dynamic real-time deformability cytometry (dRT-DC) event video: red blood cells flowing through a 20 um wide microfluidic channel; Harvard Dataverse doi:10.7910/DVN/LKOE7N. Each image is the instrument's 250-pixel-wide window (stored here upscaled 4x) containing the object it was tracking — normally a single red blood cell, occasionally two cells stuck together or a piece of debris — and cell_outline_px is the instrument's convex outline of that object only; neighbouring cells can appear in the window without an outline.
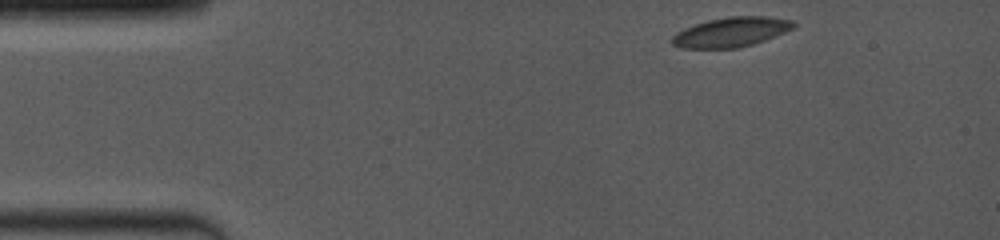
{"species": "common noctule bat (a hibernating species)", "species_latin": "Nyctalus noctula", "temperature_condition": "room temperature", "stored_images_in_passage": 54, "camera_frame_rate_fps": 4000, "um_per_image_px": 0.085, "animal": {"sex": "female", "body_mass_g": 19.0, "forearm_length_mm": 53.3}, "frame": {"image": 1, "passage_image": 1, "time_ms": 0.0, "image_size_px": [1000, 240], "cell_outline_px": [[796, 24], [792, 28], [784, 32], [764, 40], [740, 48], [680, 48], [672, 44], [672, 36], [676, 32], [684, 28], [708, 20], [728, 16], [768, 16], [792, 20]], "centroid_in_image_um": [62.12, 2.72], "position_along_channel_um": 22.9, "area_um2": 20.92}}
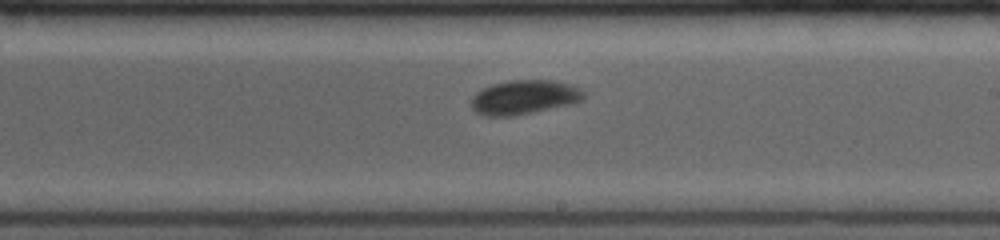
{"frame": {"image": 2, "passage_image": 31, "time_ms": 7.5, "image_size_px": [1000, 240], "cell_outline_px": [[584, 96], [580, 100], [568, 104], [532, 112], [512, 116], [484, 116], [476, 112], [472, 108], [472, 96], [476, 92], [492, 84], [508, 80], [552, 80], [572, 84], [580, 88], [584, 92]], "centroid_in_image_um": [44.53, 8.25], "position_along_channel_um": 244.5, "area_um2": 22.25}}
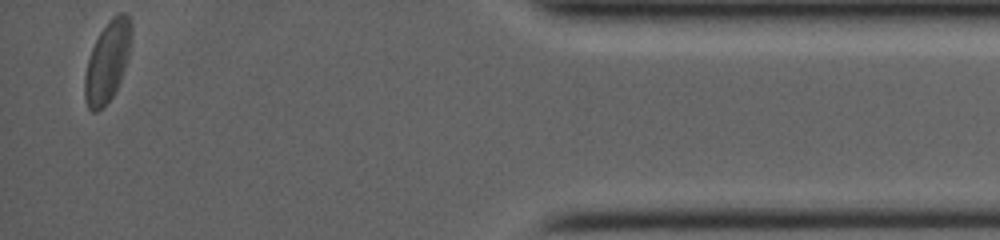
{"frame": {"image": 3, "passage_image": 54, "time_ms": 13.25, "image_size_px": [1000, 240], "cell_outline_px": [[132, 40], [128, 60], [120, 80], [112, 96], [104, 108], [96, 112], [92, 112], [88, 108], [84, 96], [84, 76], [88, 60], [92, 48], [100, 32], [108, 20], [112, 16], [120, 12], [124, 12], [132, 20]], "centroid_in_image_um": [9.15, 5.21], "position_along_channel_um": 426.0, "area_um2": 22.25}, "authors_computed_cell_mechanics": {"area_um2": 22.0796, "velocity_mm_per_s": 4.0003, "shape_relaxation_time_tau1_ms": 3.1707, "shape_relaxation_time_tau2_ms": 1.1852, "deformation_change_tau1": 0.0793, "deformation_change_tau2": 0.0429}}